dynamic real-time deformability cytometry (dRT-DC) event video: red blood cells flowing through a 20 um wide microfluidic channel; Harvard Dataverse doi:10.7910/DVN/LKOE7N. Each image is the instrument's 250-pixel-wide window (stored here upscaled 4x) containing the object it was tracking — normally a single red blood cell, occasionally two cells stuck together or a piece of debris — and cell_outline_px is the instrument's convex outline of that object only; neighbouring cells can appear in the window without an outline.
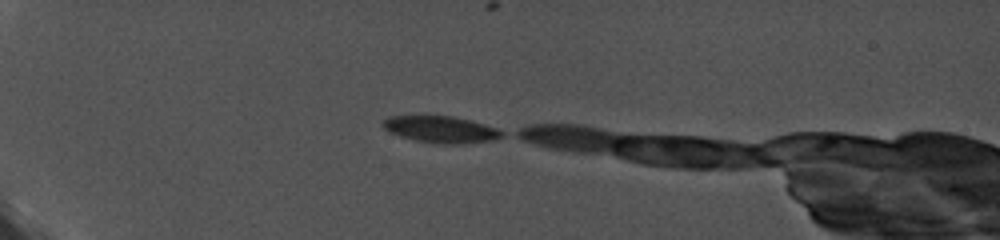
{"species": "common noctule bat (a hibernating species)", "species_latin": "Nyctalus noctula", "temperature_condition": "cold", "stored_images_in_passage": 1, "camera_frame_rate_fps": 5000, "um_per_image_px": 0.085, "animal": {"sex": "female", "body_mass_g": 19.0, "forearm_length_mm": 56.7}, "frame": {"image": 1, "passage_image": 1, "time_ms": 0.0, "image_size_px": [1000, 240], "cell_outline_px": [[504, 136], [496, 140], [460, 144], [436, 144], [416, 140], [400, 136], [388, 132], [380, 124], [388, 116], [452, 116], [472, 120], [496, 128], [504, 132]], "centroid_in_image_um": [37.49, 11.01], "position_along_channel_um": 47.5, "area_um2": 18.73}}